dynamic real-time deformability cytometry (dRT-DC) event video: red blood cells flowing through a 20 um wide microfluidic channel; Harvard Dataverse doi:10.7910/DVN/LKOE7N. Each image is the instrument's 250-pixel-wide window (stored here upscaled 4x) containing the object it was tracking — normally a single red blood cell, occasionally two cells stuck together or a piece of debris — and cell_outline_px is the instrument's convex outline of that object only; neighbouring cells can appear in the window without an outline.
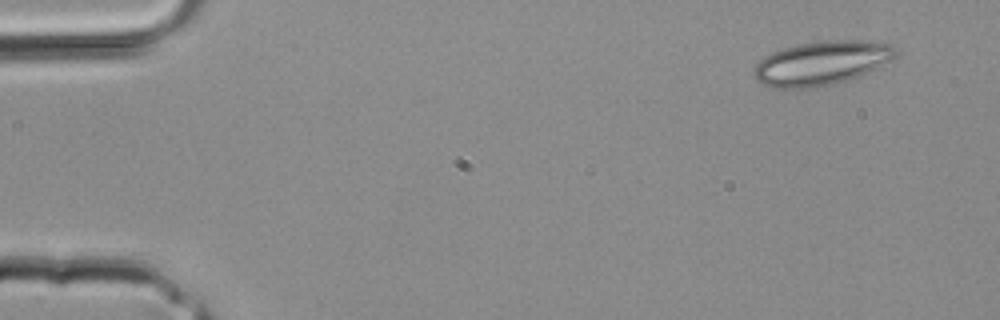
{"species": "common noctule bat (a hibernating species)", "species_latin": "Nyctalus noctula", "temperature_condition": "room temperature", "stored_images_in_passage": 3, "camera_frame_rate_fps": 3000, "um_per_image_px": 0.085, "animal": {"sex": "male", "body_mass_g": 20.4}, "frame": {"image": 1, "passage_image": 1, "time_ms": 0.0, "image_size_px": [1000, 320], "cell_outline_px": [[900, 52], [892, 60], [856, 76], [832, 84], [808, 88], [776, 88], [764, 84], [756, 80], [752, 76], [752, 72], [756, 64], [764, 56], [772, 52], [784, 48], [800, 44], [824, 40], [856, 40], [892, 44]], "centroid_in_image_um": [69.81, 5.35], "position_along_channel_um": 15.2, "area_um2": 36.07}}